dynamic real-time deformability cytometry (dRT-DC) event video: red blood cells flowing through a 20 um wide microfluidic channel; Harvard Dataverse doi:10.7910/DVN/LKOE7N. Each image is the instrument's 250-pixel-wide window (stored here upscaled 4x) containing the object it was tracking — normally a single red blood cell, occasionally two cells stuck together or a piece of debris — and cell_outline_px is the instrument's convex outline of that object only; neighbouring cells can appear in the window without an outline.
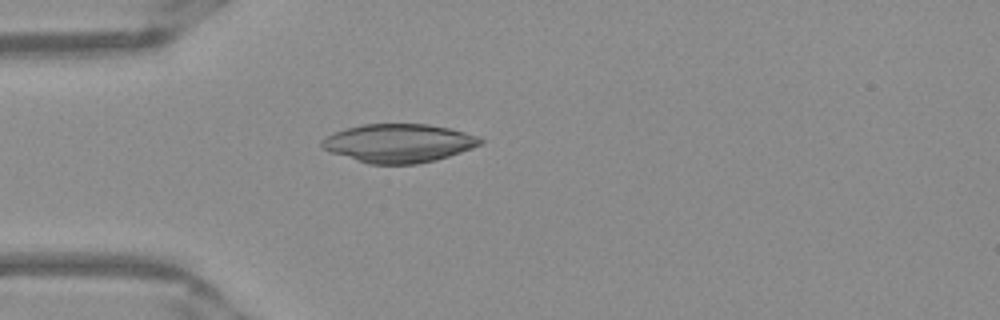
{"species": "Egyptian fruit bat (a non-hibernating species)", "species_latin": "Rousettus aegyptiacus", "temperature_condition": "warm", "stored_images_in_passage": 50, "camera_frame_rate_fps": 3000, "um_per_image_px": 0.085, "frame": {"image": 1, "passage_image": 14, "time_ms": 4.333, "image_size_px": [1000, 320], "cell_outline_px": [[484, 140], [480, 144], [472, 148], [436, 160], [416, 164], [368, 164], [332, 152], [324, 148], [320, 144], [320, 140], [324, 136], [332, 132], [364, 124], [428, 124], [448, 128], [464, 132], [476, 136]], "centroid_in_image_um": [33.86, 12.17], "position_along_channel_um": 51.1, "area_um2": 35.37}}
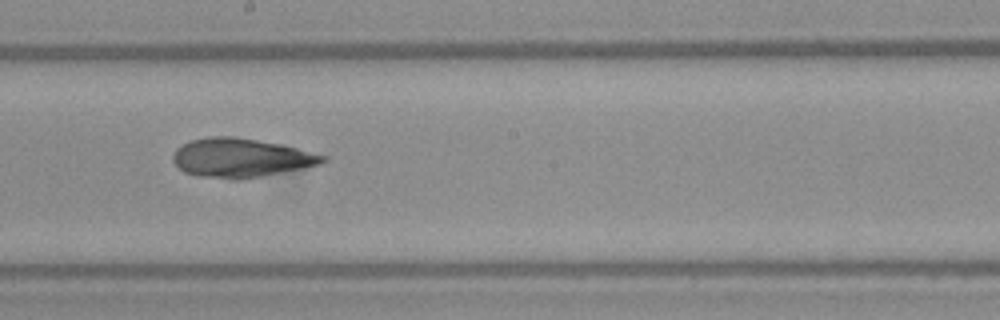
{"frame": {"image": 2, "passage_image": 28, "time_ms": 9.0, "image_size_px": [1000, 320], "cell_outline_px": [[328, 160], [320, 164], [304, 168], [240, 180], [232, 180], [204, 176], [184, 172], [172, 160], [172, 156], [176, 148], [192, 140], [208, 136], [236, 136], [280, 144], [328, 156]], "centroid_in_image_um": [20.49, 13.41], "position_along_channel_um": 227.7, "area_um2": 33.93}}
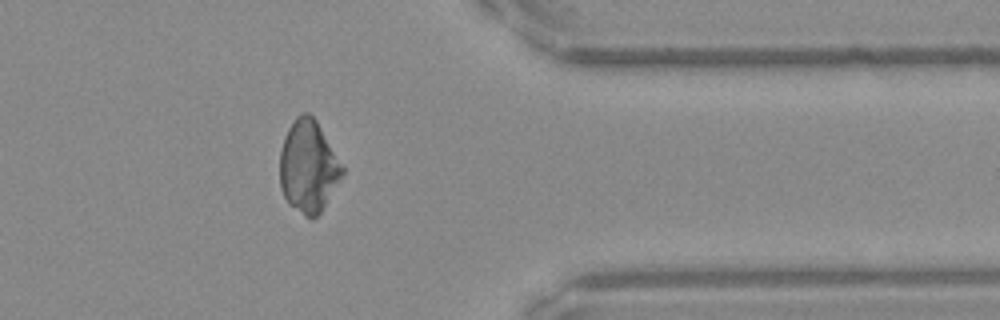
{"frame": {"image": 3, "passage_image": 41, "time_ms": 13.333, "image_size_px": [1000, 320], "cell_outline_px": [[344, 172], [340, 180], [320, 212], [312, 220], [304, 216], [288, 204], [280, 188], [280, 152], [284, 136], [288, 128], [296, 116], [300, 112], [308, 112], [316, 120], [344, 164]], "centroid_in_image_um": [26.21, 14.14], "position_along_channel_um": 385.2, "area_um2": 33.87}}